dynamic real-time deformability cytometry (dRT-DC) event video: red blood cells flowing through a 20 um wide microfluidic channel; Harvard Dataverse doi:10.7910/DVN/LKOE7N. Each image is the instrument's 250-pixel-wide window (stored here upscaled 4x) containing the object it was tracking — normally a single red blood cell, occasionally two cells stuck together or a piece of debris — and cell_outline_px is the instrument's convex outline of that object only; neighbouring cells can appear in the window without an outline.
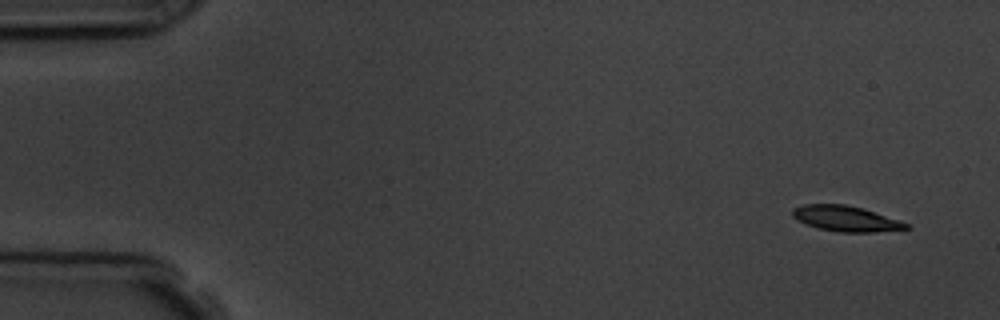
{"species": "common noctule bat (a hibernating species)", "species_latin": "Nyctalus noctula", "temperature_condition": "room temperature", "stored_images_in_passage": 7, "camera_frame_rate_fps": 3000, "um_per_image_px": 0.085, "animal": {"sex": "male", "body_mass_g": 19.5, "forearm_length_mm": 54.6}, "frame": {"image": 1, "passage_image": 1, "time_ms": 0.0, "image_size_px": [1000, 320], "cell_outline_px": [[912, 228], [876, 232], [840, 232], [820, 228], [804, 224], [796, 220], [792, 216], [792, 208], [804, 204], [844, 204], [860, 208], [908, 224]], "centroid_in_image_um": [71.81, 18.59], "position_along_channel_um": 13.2, "area_um2": 16.59}}
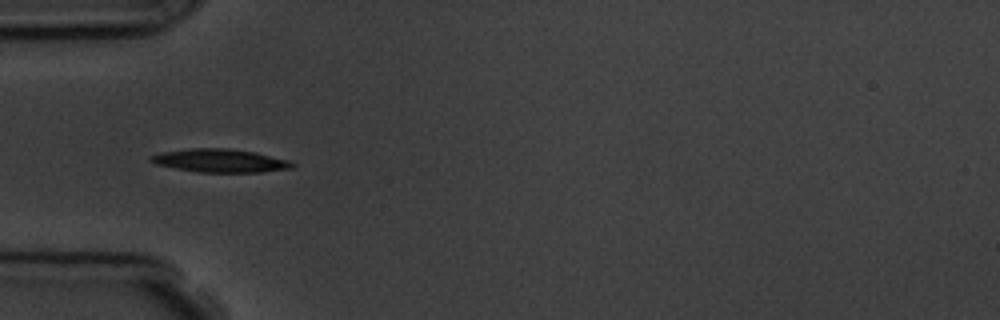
{"frame": {"image": 2, "passage_image": 5, "time_ms": 4.667, "image_size_px": [1000, 320], "cell_outline_px": [[296, 164], [292, 168], [260, 172], [200, 172], [176, 168], [156, 164], [148, 160], [148, 156], [164, 152], [192, 148], [228, 148], [256, 152], [292, 160]], "centroid_in_image_um": [18.76, 13.65], "position_along_channel_um": 66.2, "area_um2": 19.25}}